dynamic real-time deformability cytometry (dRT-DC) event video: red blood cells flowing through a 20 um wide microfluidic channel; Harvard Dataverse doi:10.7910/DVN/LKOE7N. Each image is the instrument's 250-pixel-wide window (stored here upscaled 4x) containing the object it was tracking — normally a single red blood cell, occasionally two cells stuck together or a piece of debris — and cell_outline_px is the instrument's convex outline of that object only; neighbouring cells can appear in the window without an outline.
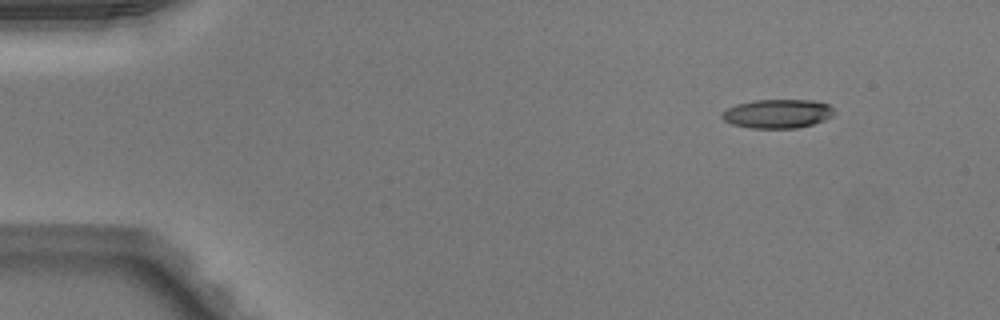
{"species": "Egyptian fruit bat (a non-hibernating species)", "species_latin": "Rousettus aegyptiacus", "temperature_condition": "warm", "stored_images_in_passage": 10, "camera_frame_rate_fps": 3000, "um_per_image_px": 0.085, "animal": {"sex": "male"}, "frame": {"image": 1, "passage_image": 1, "time_ms": 0.0, "image_size_px": [1000, 320], "cell_outline_px": [[832, 116], [824, 120], [812, 124], [796, 128], [752, 128], [732, 124], [724, 120], [720, 116], [728, 108], [736, 104], [752, 100], [812, 100], [828, 104], [832, 108]], "centroid_in_image_um": [66.07, 9.66], "position_along_channel_um": 18.9, "area_um2": 18.73}}